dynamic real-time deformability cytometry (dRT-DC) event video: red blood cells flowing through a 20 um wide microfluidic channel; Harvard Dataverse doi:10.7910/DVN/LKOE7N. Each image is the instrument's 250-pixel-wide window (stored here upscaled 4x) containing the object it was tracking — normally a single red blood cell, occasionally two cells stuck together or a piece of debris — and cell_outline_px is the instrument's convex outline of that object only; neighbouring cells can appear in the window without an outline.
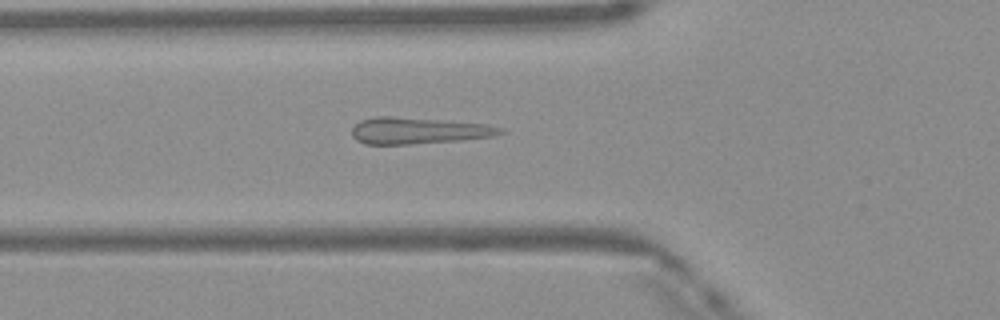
{"species": "Egyptian fruit bat (a non-hibernating species)", "species_latin": "Rousettus aegyptiacus", "temperature_condition": "warm", "stored_images_in_passage": 34, "camera_frame_rate_fps": 3000, "um_per_image_px": 0.085, "frame": {"image": 1, "passage_image": 3, "time_ms": 0.667, "image_size_px": [1000, 320], "cell_outline_px": [[504, 132], [492, 136], [460, 140], [408, 144], [364, 144], [356, 140], [352, 136], [352, 128], [360, 120], [376, 116], [392, 116], [484, 124], [500, 128]], "centroid_in_image_um": [35.46, 11.11], "position_along_channel_um": 90.3, "area_um2": 22.54}}
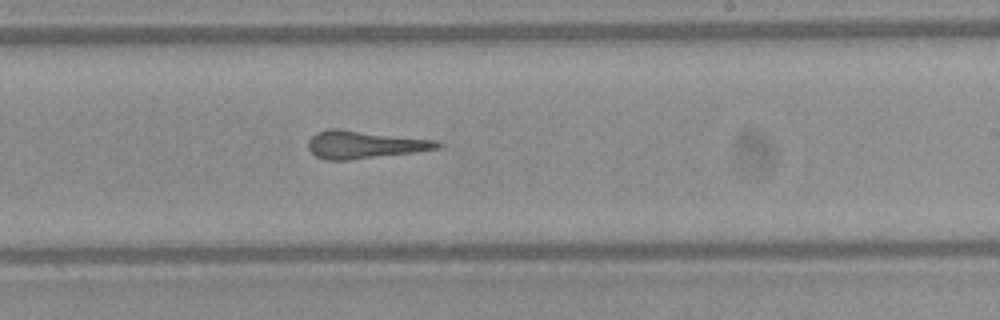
{"frame": {"image": 2, "passage_image": 15, "time_ms": 4.667, "image_size_px": [1000, 320], "cell_outline_px": [[444, 144], [440, 148], [416, 152], [348, 160], [324, 160], [316, 156], [308, 148], [308, 140], [316, 132], [328, 128], [336, 128], [436, 140]], "centroid_in_image_um": [30.97, 12.29], "position_along_channel_um": 258.0, "area_um2": 20.98}}
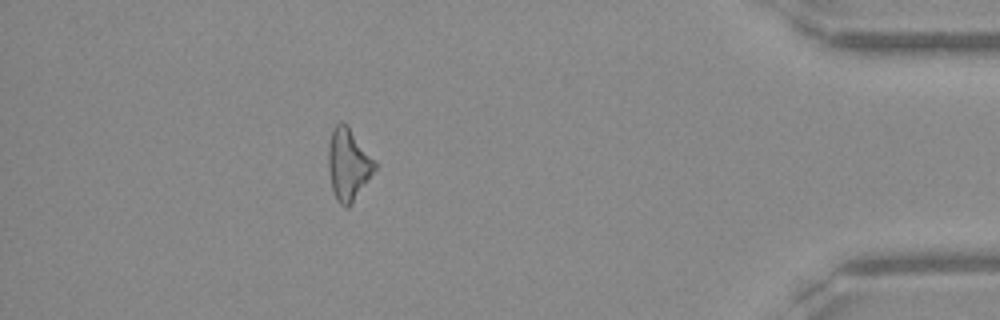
{"frame": {"image": 3, "passage_image": 29, "time_ms": 9.333, "image_size_px": [1000, 320], "cell_outline_px": [[380, 164], [352, 204], [348, 208], [344, 208], [336, 200], [332, 188], [328, 168], [328, 148], [332, 128], [340, 120], [344, 120], [348, 124]], "centroid_in_image_um": [29.64, 13.93], "position_along_channel_um": 405.6, "area_um2": 20.29}}